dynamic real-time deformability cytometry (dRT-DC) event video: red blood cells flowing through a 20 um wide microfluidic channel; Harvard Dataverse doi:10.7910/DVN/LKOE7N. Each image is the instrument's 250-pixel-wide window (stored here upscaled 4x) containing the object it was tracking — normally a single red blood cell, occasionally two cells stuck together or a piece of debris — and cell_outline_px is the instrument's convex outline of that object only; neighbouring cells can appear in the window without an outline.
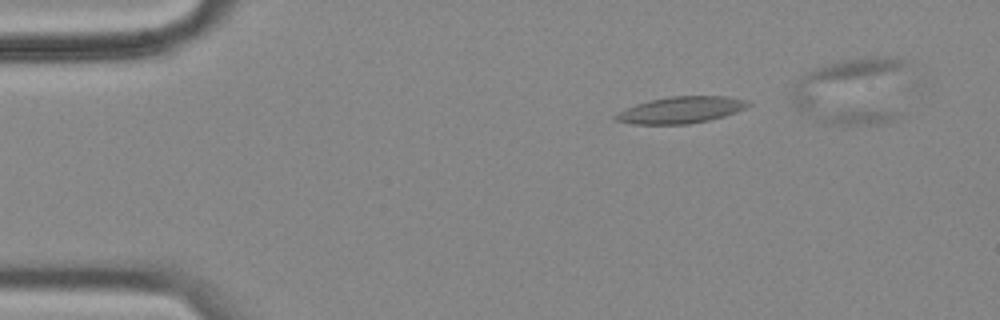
{"species": "common noctule bat (a hibernating species)", "species_latin": "Nyctalus noctula", "temperature_condition": "cold", "stored_images_in_passage": 47, "camera_frame_rate_fps": 3000, "um_per_image_px": 0.085, "animal": {"sex": "female", "body_mass_g": 18.4}, "frame": {"image": 1, "passage_image": 4, "time_ms": 1.0, "image_size_px": [1000, 320], "cell_outline_px": [[752, 104], [736, 112], [724, 116], [708, 120], [688, 124], [632, 124], [612, 120], [612, 116], [616, 112], [636, 104], [652, 100], [672, 96], [728, 96], [748, 100]], "centroid_in_image_um": [57.85, 9.35], "position_along_channel_um": 27.2, "area_um2": 20.63}}
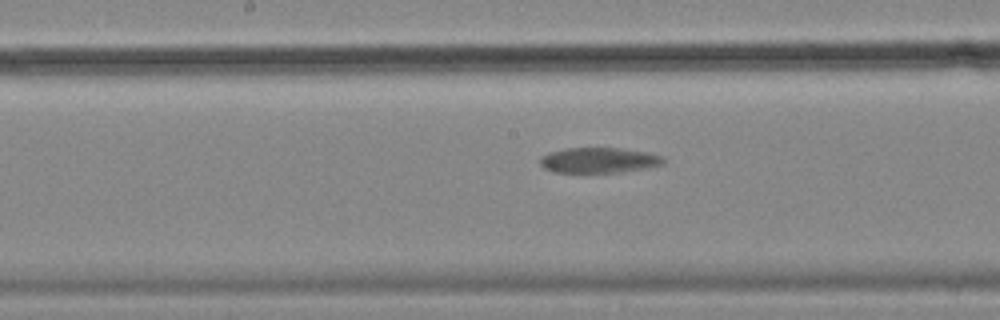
{"frame": {"image": 2, "passage_image": 25, "time_ms": 8.0, "image_size_px": [1000, 320], "cell_outline_px": [[664, 164], [644, 168], [620, 172], [552, 172], [544, 168], [540, 164], [540, 156], [548, 152], [568, 148], [620, 148], [648, 152], [664, 156]], "centroid_in_image_um": [50.89, 13.61], "position_along_channel_um": 197.3, "area_um2": 18.26}}
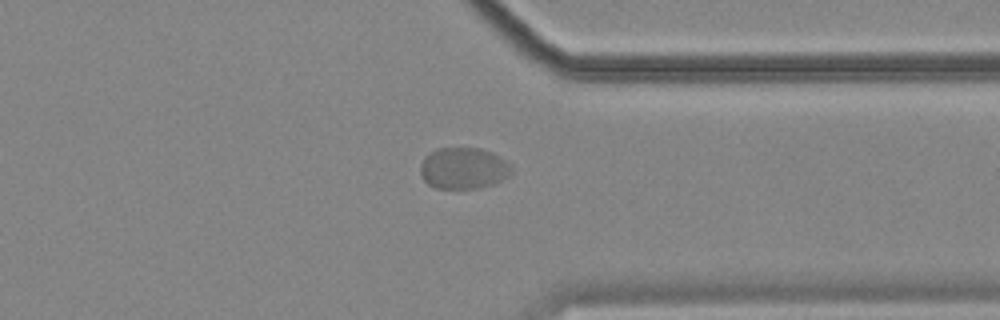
{"frame": {"image": 3, "passage_image": 41, "time_ms": 13.333, "image_size_px": [1000, 320], "cell_outline_px": [[512, 172], [508, 176], [492, 184], [480, 188], [436, 188], [428, 184], [424, 180], [420, 172], [420, 164], [424, 156], [436, 148], [480, 148], [492, 152], [500, 156], [512, 164]], "centroid_in_image_um": [39.4, 14.29], "position_along_channel_um": 372.0, "area_um2": 22.2}}